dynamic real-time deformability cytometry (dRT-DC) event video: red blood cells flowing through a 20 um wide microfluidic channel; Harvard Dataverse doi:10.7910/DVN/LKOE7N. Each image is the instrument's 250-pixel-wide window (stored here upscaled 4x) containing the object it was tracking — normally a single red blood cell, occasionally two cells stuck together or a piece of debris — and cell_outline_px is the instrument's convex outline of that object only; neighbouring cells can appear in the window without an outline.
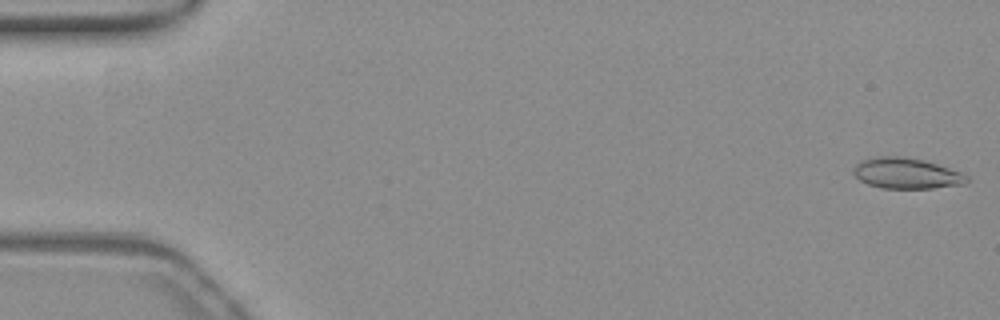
{"species": "common noctule bat (a hibernating species)", "species_latin": "Nyctalus noctula", "temperature_condition": "warm", "stored_images_in_passage": 53, "camera_frame_rate_fps": 3000, "um_per_image_px": 0.085, "animal": {"sex": "female", "body_mass_g": 19.3, "forearm_length_mm": 54.1}, "frame": {"image": 1, "passage_image": 1, "time_ms": 0.0, "image_size_px": [1000, 320], "cell_outline_px": [[968, 180], [964, 184], [932, 188], [880, 188], [868, 184], [860, 180], [852, 172], [852, 168], [860, 160], [876, 156], [900, 156], [924, 160], [960, 172], [968, 176]], "centroid_in_image_um": [76.99, 14.73], "position_along_channel_um": 8.0, "area_um2": 20.29}}
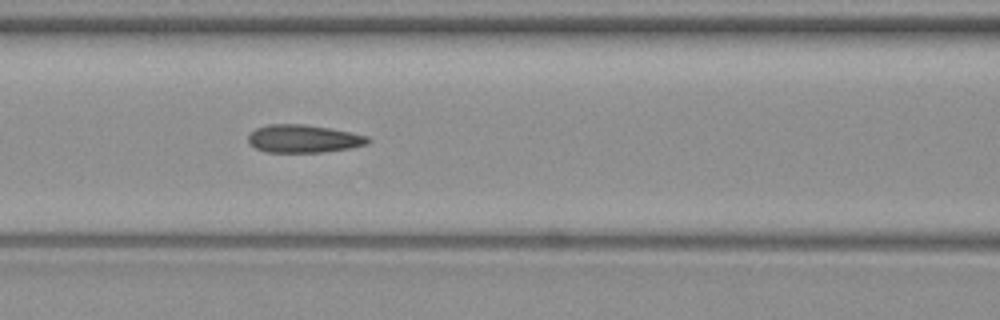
{"frame": {"image": 2, "passage_image": 23, "time_ms": 7.333, "image_size_px": [1000, 320], "cell_outline_px": [[372, 140], [368, 144], [352, 148], [324, 152], [268, 152], [256, 148], [248, 144], [248, 136], [256, 128], [268, 124], [304, 124], [352, 132], [368, 136]], "centroid_in_image_um": [25.83, 11.79], "position_along_channel_um": 140.8, "area_um2": 19.59}}
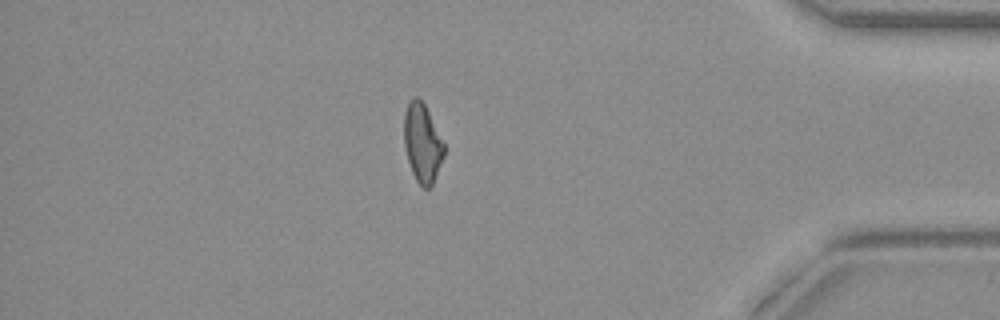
{"frame": {"image": 3, "passage_image": 46, "time_ms": 15.0, "image_size_px": [1000, 320], "cell_outline_px": [[444, 156], [432, 184], [428, 188], [424, 188], [416, 180], [412, 172], [408, 160], [404, 144], [404, 112], [412, 96], [416, 96], [424, 104], [444, 144]], "centroid_in_image_um": [35.88, 12.15], "position_along_channel_um": 399.3, "area_um2": 17.98}, "authors_computed_cell_mechanics": {"area_um2": 19.363, "velocity_mm_per_s": 3.8726, "shape_relaxation_time_tau1_ms": null, "shape_relaxation_time_tau2_ms": 1.7749, "deformation_change_tau1": null, "deformation_change_tau2": 0.1029}}